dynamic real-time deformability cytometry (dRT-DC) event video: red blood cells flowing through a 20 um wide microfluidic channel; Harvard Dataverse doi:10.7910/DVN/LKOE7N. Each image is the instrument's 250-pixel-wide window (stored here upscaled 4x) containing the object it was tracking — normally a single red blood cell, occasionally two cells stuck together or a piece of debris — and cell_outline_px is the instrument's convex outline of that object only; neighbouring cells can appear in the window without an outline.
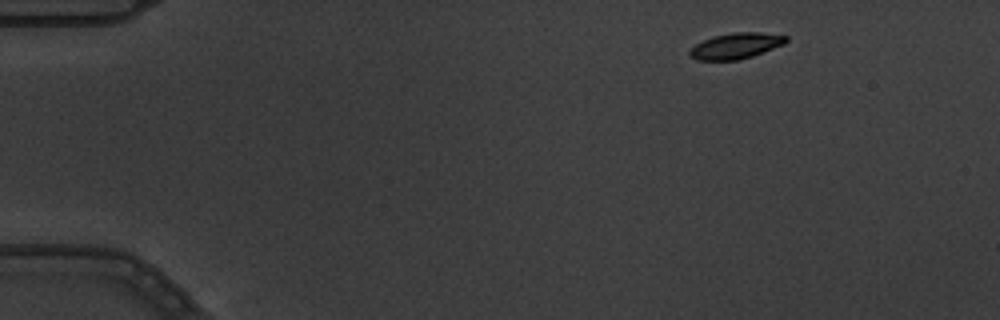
{"species": "common noctule bat (a hibernating species)", "species_latin": "Nyctalus noctula", "temperature_condition": "warm", "stored_images_in_passage": 4, "camera_frame_rate_fps": 3000, "um_per_image_px": 0.085, "animal": {"sex": "male", "body_mass_g": 19.5, "forearm_length_mm": 54.6}, "frame": {"image": 1, "passage_image": 1, "time_ms": 0.0, "image_size_px": [1000, 320], "cell_outline_px": [[788, 40], [784, 44], [752, 56], [736, 60], [696, 60], [688, 52], [696, 44], [704, 40], [716, 36], [732, 32], [760, 32], [788, 36]], "centroid_in_image_um": [62.58, 3.89], "position_along_channel_um": 22.4, "area_um2": 14.28}}